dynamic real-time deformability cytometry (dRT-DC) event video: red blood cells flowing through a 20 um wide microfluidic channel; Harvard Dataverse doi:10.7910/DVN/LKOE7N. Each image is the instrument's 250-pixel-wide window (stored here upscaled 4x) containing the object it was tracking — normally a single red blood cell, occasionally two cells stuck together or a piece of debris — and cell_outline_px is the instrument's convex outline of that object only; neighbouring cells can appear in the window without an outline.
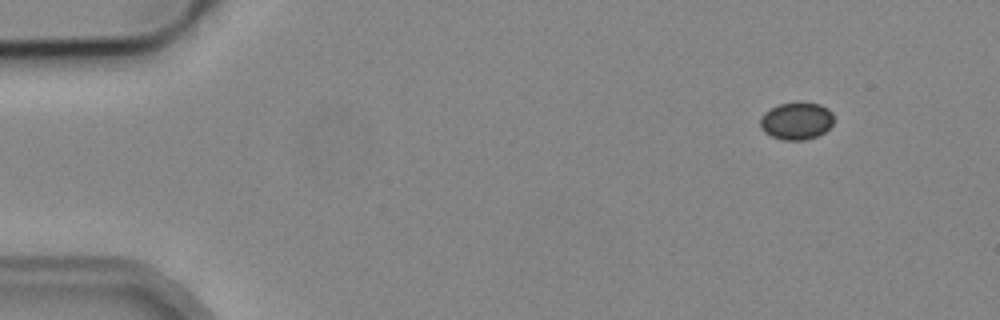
{"species": "common noctule bat (a hibernating species)", "species_latin": "Nyctalus noctula", "temperature_condition": "cold", "stored_images_in_passage": 4, "camera_frame_rate_fps": 3000, "um_per_image_px": 0.085, "animal": {"sex": "male", "body_mass_g": 19.2, "forearm_length_mm": 51.8}, "frame": {"image": 1, "passage_image": 1, "time_ms": 0.0, "image_size_px": [1000, 320], "cell_outline_px": [[832, 124], [824, 132], [816, 136], [804, 140], [784, 140], [772, 136], [764, 132], [760, 128], [760, 116], [764, 112], [780, 104], [800, 100], [820, 104], [828, 108], [832, 112]], "centroid_in_image_um": [67.68, 10.25], "position_along_channel_um": 17.3, "area_um2": 16.24}}
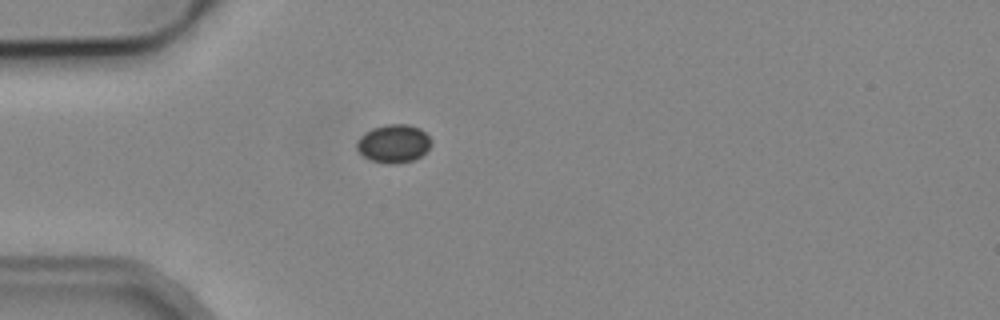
{"frame": {"image": 2, "passage_image": 4, "time_ms": 3.333, "image_size_px": [1000, 320], "cell_outline_px": [[432, 144], [420, 156], [412, 160], [396, 164], [388, 164], [372, 160], [364, 156], [356, 148], [356, 140], [364, 132], [372, 128], [384, 124], [408, 124], [420, 128], [432, 140]], "centroid_in_image_um": [33.44, 12.18], "position_along_channel_um": 51.6, "area_um2": 16.65}}